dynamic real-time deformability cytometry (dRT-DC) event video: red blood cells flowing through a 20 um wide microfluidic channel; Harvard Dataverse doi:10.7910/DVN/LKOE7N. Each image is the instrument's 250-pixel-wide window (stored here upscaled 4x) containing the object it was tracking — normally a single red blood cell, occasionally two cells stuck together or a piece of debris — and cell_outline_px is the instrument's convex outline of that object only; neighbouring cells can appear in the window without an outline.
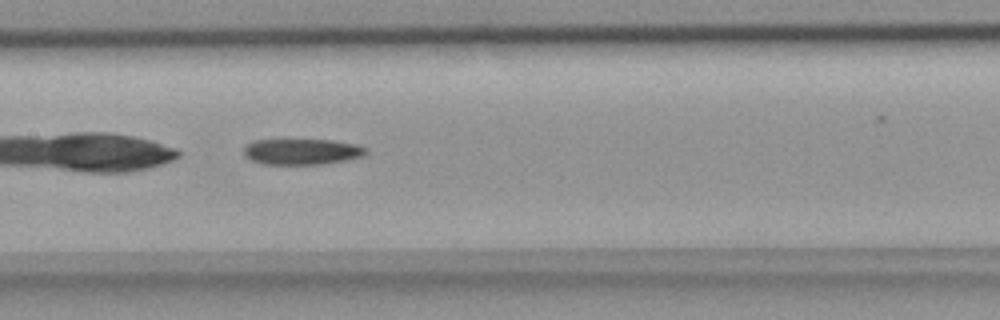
{"species": "common noctule bat (a hibernating species)", "species_latin": "Nyctalus noctula", "temperature_condition": "room temperature", "stored_images_in_passage": 28, "camera_frame_rate_fps": 3000, "um_per_image_px": 0.085, "animal": {"sex": "female", "body_mass_g": 18.4}, "frame": {"image": 1, "passage_image": 10, "time_ms": 3.0, "image_size_px": [1000, 320], "cell_outline_px": [[368, 152], [364, 156], [344, 160], [320, 164], [264, 164], [252, 160], [244, 156], [244, 148], [248, 144], [256, 140], [332, 140], [356, 144], [368, 148]], "centroid_in_image_um": [25.69, 12.89], "position_along_channel_um": 181.7, "area_um2": 18.32}}
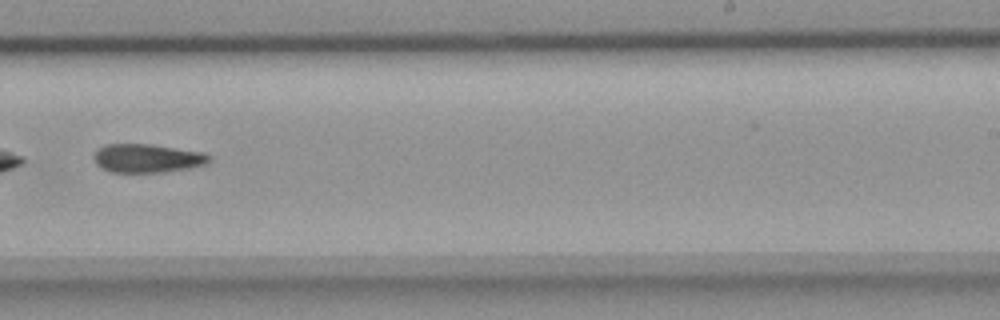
{"frame": {"image": 2, "passage_image": 17, "time_ms": 5.333, "image_size_px": [1000, 320], "cell_outline_px": [[212, 160], [204, 164], [188, 168], [160, 172], [112, 172], [100, 168], [96, 164], [96, 152], [100, 148], [108, 144], [152, 144], [204, 152], [212, 156]], "centroid_in_image_um": [12.57, 13.45], "position_along_channel_um": 276.4, "area_um2": 19.07}}
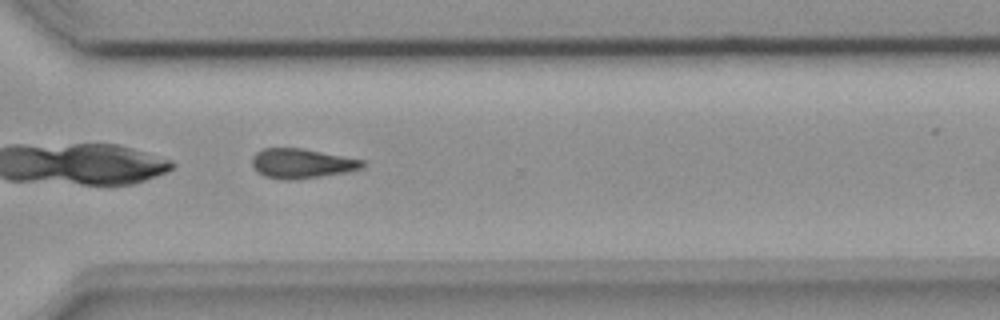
{"frame": {"image": 3, "passage_image": 22, "time_ms": 7.0, "image_size_px": [1000, 320], "cell_outline_px": [[364, 168], [348, 172], [296, 180], [284, 180], [264, 176], [256, 172], [252, 164], [252, 156], [256, 152], [264, 148], [300, 148], [364, 160]], "centroid_in_image_um": [25.63, 13.91], "position_along_channel_um": 345.0, "area_um2": 19.19}}